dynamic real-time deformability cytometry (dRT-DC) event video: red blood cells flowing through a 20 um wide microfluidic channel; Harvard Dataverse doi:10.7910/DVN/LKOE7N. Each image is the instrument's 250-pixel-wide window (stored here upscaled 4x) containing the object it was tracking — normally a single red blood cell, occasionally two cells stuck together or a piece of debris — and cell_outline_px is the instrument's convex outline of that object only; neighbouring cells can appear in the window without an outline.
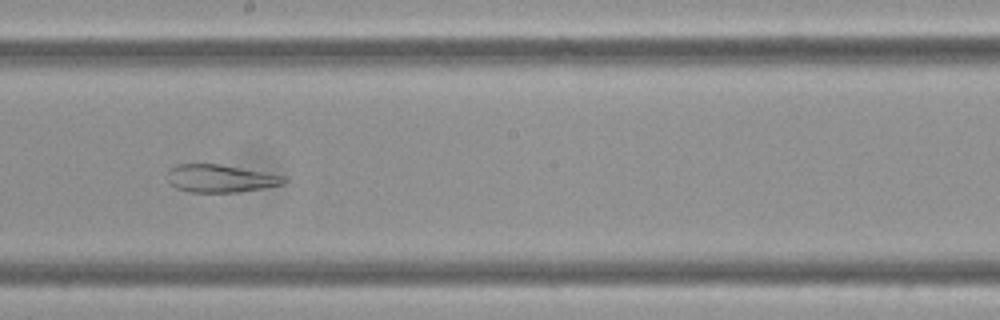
{"species": "Egyptian fruit bat (a non-hibernating species)", "species_latin": "Rousettus aegyptiacus", "temperature_condition": "cold", "stored_images_in_passage": 61, "camera_frame_rate_fps": 3000, "um_per_image_px": 0.085, "frame": {"image": 1, "passage_image": 34, "time_ms": 11.0, "image_size_px": [1000, 320], "cell_outline_px": [[288, 180], [284, 184], [264, 188], [236, 192], [188, 192], [176, 188], [168, 184], [168, 168], [176, 164], [220, 164], [284, 176]], "centroid_in_image_um": [18.69, 15.17], "position_along_channel_um": 229.5, "area_um2": 18.9}}
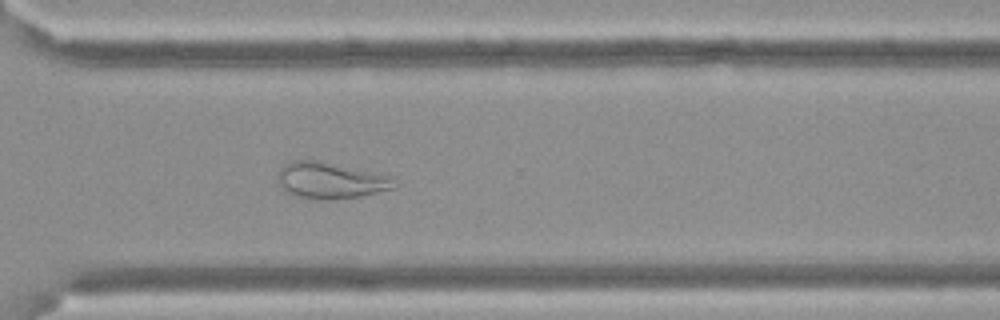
{"frame": {"image": 2, "passage_image": 44, "time_ms": 14.333, "image_size_px": [1000, 320], "cell_outline_px": [[396, 188], [360, 196], [332, 200], [324, 200], [300, 196], [288, 192], [280, 188], [276, 176], [280, 168], [284, 164], [292, 160], [316, 160], [392, 176]], "centroid_in_image_um": [28.06, 15.34], "position_along_channel_um": 342.5, "area_um2": 24.57}}
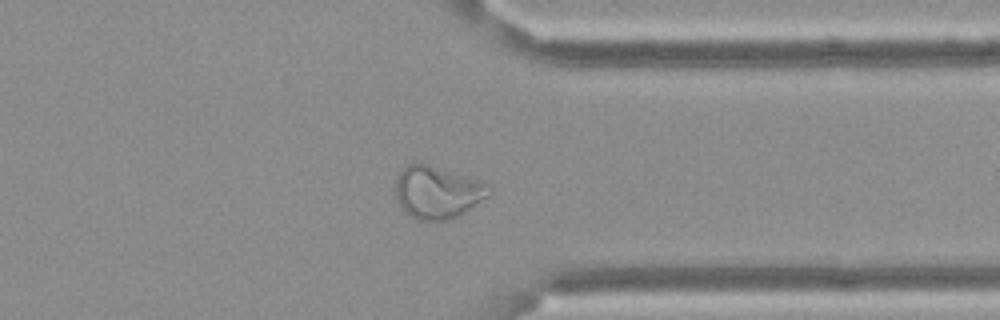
{"frame": {"image": 3, "passage_image": 47, "time_ms": 15.333, "image_size_px": [1000, 320], "cell_outline_px": [[492, 196], [460, 216], [448, 220], [420, 220], [412, 216], [396, 200], [396, 180], [400, 172], [408, 164], [420, 160], [488, 184], [492, 188]], "centroid_in_image_um": [37.24, 16.32], "position_along_channel_um": 374.2, "area_um2": 28.96}, "authors_computed_cell_mechanics": {"area_um2": 29.3046, "velocity_mm_per_s": 3.3967, "shape_relaxation_time_tau1_ms": null, "shape_relaxation_time_tau2_ms": 1.7279, "deformation_change_tau1": null, "deformation_change_tau2": 0.0838}}